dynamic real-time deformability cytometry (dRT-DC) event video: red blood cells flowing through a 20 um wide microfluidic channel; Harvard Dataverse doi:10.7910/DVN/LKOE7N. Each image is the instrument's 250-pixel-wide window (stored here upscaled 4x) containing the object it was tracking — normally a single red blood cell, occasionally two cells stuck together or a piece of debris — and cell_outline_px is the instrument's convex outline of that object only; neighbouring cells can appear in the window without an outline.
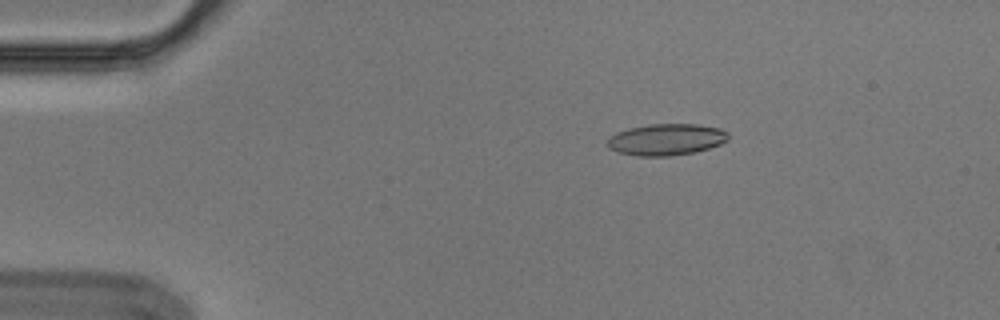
{"species": "Egyptian fruit bat (a non-hibernating species)", "species_latin": "Rousettus aegyptiacus", "temperature_condition": "cold", "stored_images_in_passage": 4, "camera_frame_rate_fps": 3000, "um_per_image_px": 0.085, "animal": {"sex": "male"}, "frame": {"image": 1, "passage_image": 2, "time_ms": 0.333, "image_size_px": [1000, 320], "cell_outline_px": [[728, 140], [720, 144], [696, 152], [668, 156], [636, 156], [616, 152], [608, 148], [608, 140], [616, 132], [628, 128], [648, 124], [696, 124], [720, 128], [728, 132]], "centroid_in_image_um": [56.63, 11.86], "position_along_channel_um": 28.4, "area_um2": 22.31}}